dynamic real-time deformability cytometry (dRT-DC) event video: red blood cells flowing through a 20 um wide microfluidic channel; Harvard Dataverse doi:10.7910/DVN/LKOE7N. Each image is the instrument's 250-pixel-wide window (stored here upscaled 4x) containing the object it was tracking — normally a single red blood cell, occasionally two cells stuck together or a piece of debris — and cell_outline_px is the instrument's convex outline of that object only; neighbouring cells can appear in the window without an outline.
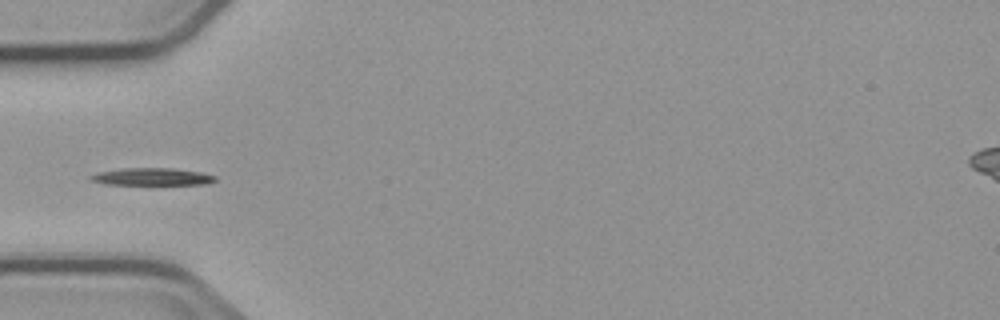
{"species": "common noctule bat (a hibernating species)", "species_latin": "Nyctalus noctula", "temperature_condition": "cold", "stored_images_in_passage": 3, "camera_frame_rate_fps": 3000, "um_per_image_px": 0.085, "animal": {"sex": "male", "body_mass_g": 23.1, "forearm_length_mm": 52.7}, "frame": {"image": 1, "passage_image": 3, "time_ms": 2.333, "image_size_px": [1000, 320], "cell_outline_px": [[216, 180], [208, 184], [104, 184], [88, 180], [88, 176], [96, 172], [124, 168], [172, 168], [200, 172], [216, 176]], "centroid_in_image_um": [12.86, 15.02], "position_along_channel_um": 72.1, "area_um2": 12.6}}